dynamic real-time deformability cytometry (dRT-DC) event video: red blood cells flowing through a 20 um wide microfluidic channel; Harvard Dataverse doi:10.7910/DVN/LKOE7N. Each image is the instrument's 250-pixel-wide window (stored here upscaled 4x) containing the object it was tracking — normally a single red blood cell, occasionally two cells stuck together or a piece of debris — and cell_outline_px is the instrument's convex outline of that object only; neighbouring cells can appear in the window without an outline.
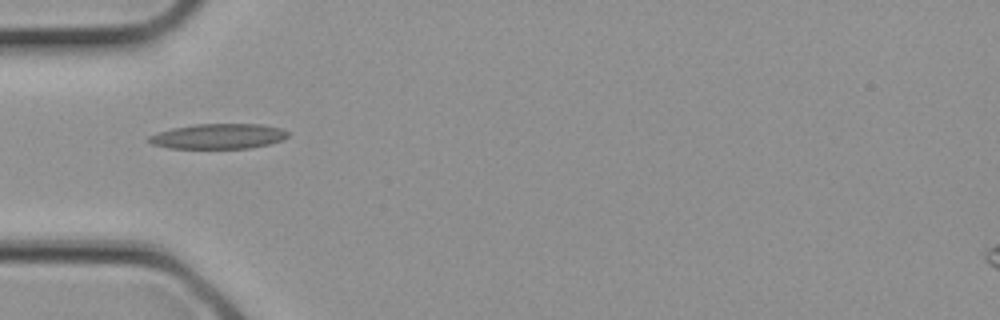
{"species": "common noctule bat (a hibernating species)", "species_latin": "Nyctalus noctula", "temperature_condition": "cold", "stored_images_in_passage": 1, "camera_frame_rate_fps": 3000, "um_per_image_px": 0.085, "animal": {"sex": "female", "body_mass_g": 21.9}, "frame": {"image": 1, "passage_image": 1, "time_ms": 0.0, "image_size_px": [1000, 320], "cell_outline_px": [[288, 136], [284, 140], [268, 144], [248, 148], [168, 148], [152, 144], [144, 140], [148, 136], [172, 128], [196, 124], [260, 124], [280, 128], [288, 132]], "centroid_in_image_um": [18.54, 11.58], "position_along_channel_um": 66.5, "area_um2": 20.35}}